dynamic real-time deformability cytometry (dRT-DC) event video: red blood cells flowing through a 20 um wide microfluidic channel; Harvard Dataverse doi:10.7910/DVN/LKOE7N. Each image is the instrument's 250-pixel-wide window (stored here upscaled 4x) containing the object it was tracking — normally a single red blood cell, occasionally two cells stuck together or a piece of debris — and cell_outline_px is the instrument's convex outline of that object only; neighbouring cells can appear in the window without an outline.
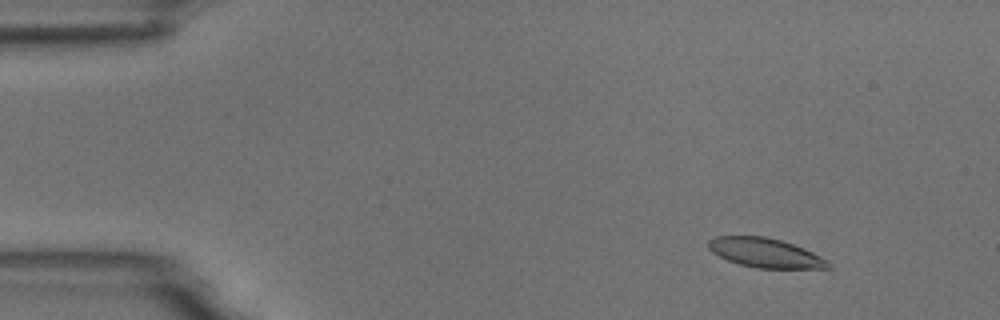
{"species": "common noctule bat (a hibernating species)", "species_latin": "Nyctalus noctula", "temperature_condition": "room temperature", "stored_images_in_passage": 56, "camera_frame_rate_fps": 3000, "um_per_image_px": 0.085, "animal": {"sex": "male", "body_mass_g": 18.8}, "frame": {"image": 1, "passage_image": 7, "time_ms": 2.0, "image_size_px": [1000, 320], "cell_outline_px": [[832, 268], [756, 268], [740, 264], [728, 260], [712, 252], [708, 248], [708, 240], [716, 236], [764, 236], [780, 240], [804, 248], [828, 260], [832, 264]], "centroid_in_image_um": [65.06, 21.49], "position_along_channel_um": 19.9, "area_um2": 20.4}}
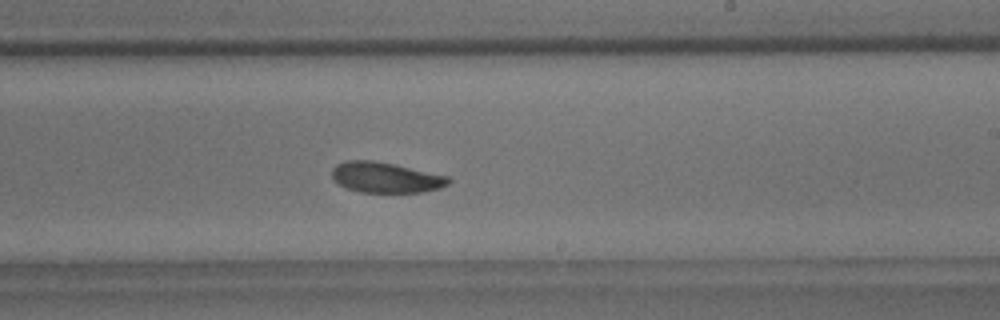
{"frame": {"image": 2, "passage_image": 34, "time_ms": 11.0, "image_size_px": [1000, 320], "cell_outline_px": [[452, 180], [448, 184], [440, 188], [420, 192], [360, 192], [348, 188], [340, 184], [332, 176], [332, 168], [336, 164], [344, 160], [372, 160], [392, 164], [448, 176]], "centroid_in_image_um": [32.77, 15.08], "position_along_channel_um": 256.2, "area_um2": 20.46}}
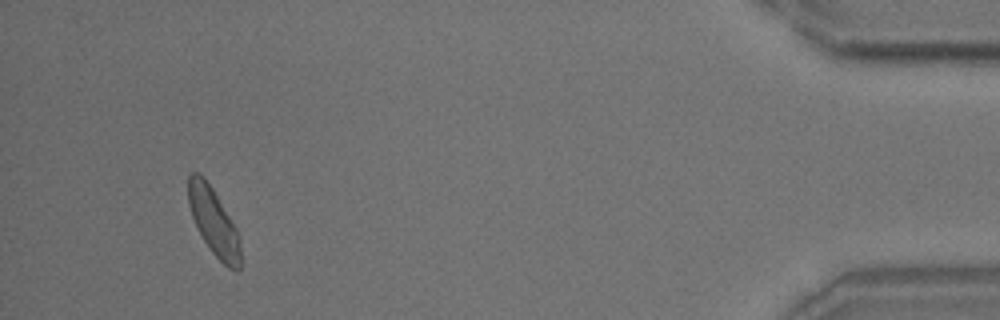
{"frame": {"image": 3, "passage_image": 53, "time_ms": 17.333, "image_size_px": [1000, 320], "cell_outline_px": [[240, 268], [236, 272], [228, 268], [212, 252], [204, 240], [192, 216], [188, 204], [188, 176], [192, 172], [196, 172], [204, 176], [212, 188], [236, 228], [240, 240]], "centroid_in_image_um": [18.16, 18.84], "position_along_channel_um": 417.0, "area_um2": 20.11}, "authors_computed_cell_mechanics": {"area_um2": 21.1548, "velocity_mm_per_s": 3.6347, "shape_relaxation_time_tau1_ms": 3.889, "shape_relaxation_time_tau2_ms": 6.2474, "deformation_change_tau1": 0.1213, "deformation_change_tau2": 0.1044}}